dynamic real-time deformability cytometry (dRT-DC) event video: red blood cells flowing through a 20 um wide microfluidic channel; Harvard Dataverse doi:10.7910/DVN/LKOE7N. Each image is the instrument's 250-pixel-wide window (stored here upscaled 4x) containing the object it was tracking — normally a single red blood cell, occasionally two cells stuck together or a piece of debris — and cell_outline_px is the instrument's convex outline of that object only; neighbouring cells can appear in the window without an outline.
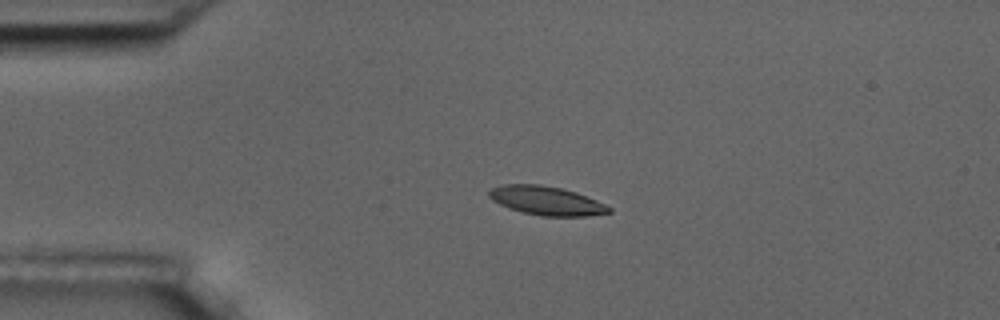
{"species": "common noctule bat (a hibernating species)", "species_latin": "Nyctalus noctula", "temperature_condition": "room temperature", "stored_images_in_passage": 4, "camera_frame_rate_fps": 3000, "um_per_image_px": 0.085, "animal": {"sex": "male", "body_mass_g": 17.5, "forearm_length_mm": 52.3}, "frame": {"image": 1, "passage_image": 3, "time_ms": 3.333, "image_size_px": [1000, 320], "cell_outline_px": [[612, 212], [588, 216], [540, 216], [508, 208], [492, 200], [488, 196], [488, 192], [492, 188], [500, 184], [540, 184], [560, 188], [576, 192], [596, 200], [612, 208]], "centroid_in_image_um": [46.43, 17.05], "position_along_channel_um": 38.6, "area_um2": 20.17}}